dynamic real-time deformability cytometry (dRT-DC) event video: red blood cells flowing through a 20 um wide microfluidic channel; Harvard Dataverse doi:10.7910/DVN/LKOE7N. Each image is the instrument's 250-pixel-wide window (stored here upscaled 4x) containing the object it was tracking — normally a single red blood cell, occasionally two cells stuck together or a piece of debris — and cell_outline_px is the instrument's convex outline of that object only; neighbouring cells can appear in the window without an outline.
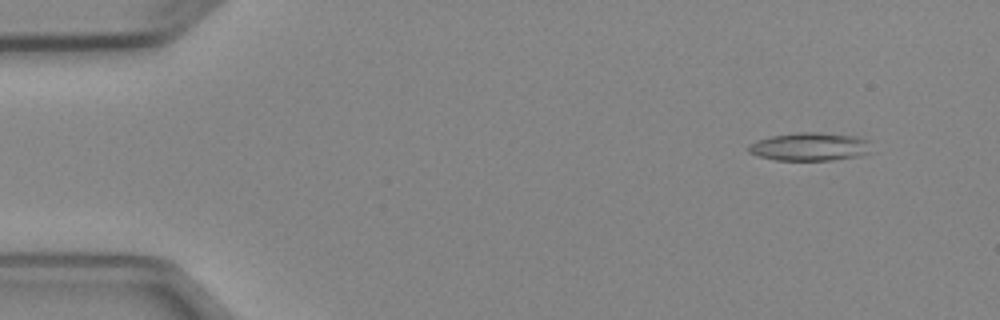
{"species": "Egyptian fruit bat (a non-hibernating species)", "species_latin": "Rousettus aegyptiacus", "temperature_condition": "cold", "stored_images_in_passage": 6, "camera_frame_rate_fps": 3000, "um_per_image_px": 0.085, "animal": {"sex": "female"}, "frame": {"image": 1, "passage_image": 2, "time_ms": 1.0, "image_size_px": [1000, 320], "cell_outline_px": [[872, 140], [868, 152], [860, 156], [832, 160], [776, 160], [760, 156], [748, 152], [748, 144], [756, 140], [772, 136], [800, 132], [820, 132], [856, 136]], "centroid_in_image_um": [68.86, 12.46], "position_along_channel_um": 16.1, "area_um2": 20.29}}
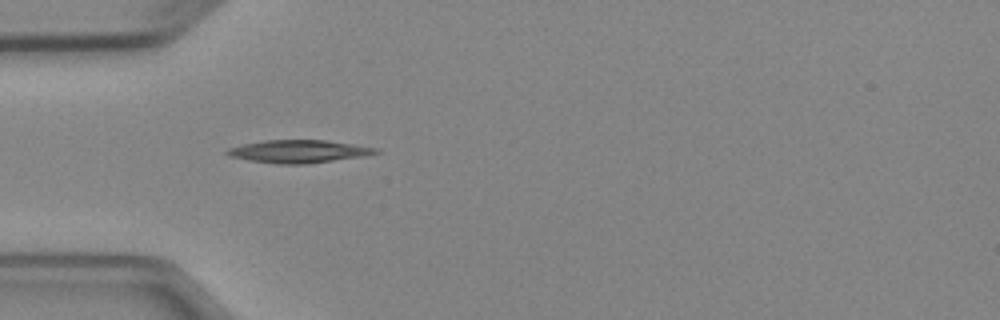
{"frame": {"image": 2, "passage_image": 5, "time_ms": 4.667, "image_size_px": [1000, 320], "cell_outline_px": [[380, 152], [364, 156], [304, 164], [276, 164], [248, 160], [232, 156], [224, 152], [228, 148], [244, 144], [264, 140], [324, 140], [352, 144], [376, 148]], "centroid_in_image_um": [25.36, 12.87], "position_along_channel_um": 59.6, "area_um2": 19.48}}